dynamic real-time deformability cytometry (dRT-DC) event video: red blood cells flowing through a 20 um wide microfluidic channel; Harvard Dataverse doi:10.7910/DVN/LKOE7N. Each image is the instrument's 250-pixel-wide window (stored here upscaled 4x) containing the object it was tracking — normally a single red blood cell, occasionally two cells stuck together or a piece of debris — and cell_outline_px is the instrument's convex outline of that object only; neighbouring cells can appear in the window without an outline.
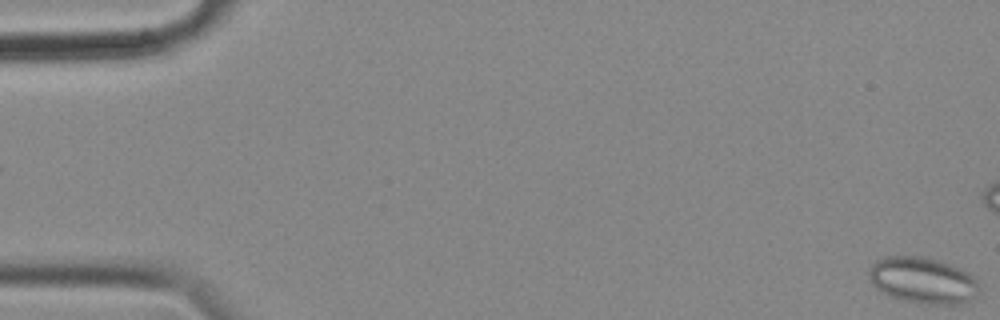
{"species": "common noctule bat (a hibernating species)", "species_latin": "Nyctalus noctula", "temperature_condition": "cold", "stored_images_in_passage": 10, "camera_frame_rate_fps": 3000, "um_per_image_px": 0.085, "animal": {"sex": "female", "body_mass_g": 18.4}, "frame": {"image": 1, "passage_image": 1, "time_ms": 0.0, "image_size_px": [1000, 320], "cell_outline_px": [[980, 288], [976, 296], [972, 300], [964, 304], [928, 304], [900, 300], [888, 296], [876, 288], [872, 284], [868, 276], [868, 268], [876, 260], [884, 256], [924, 256], [960, 268], [968, 272], [980, 284]], "centroid_in_image_um": [78.43, 23.84], "position_along_channel_um": 6.6, "area_um2": 30.17}}